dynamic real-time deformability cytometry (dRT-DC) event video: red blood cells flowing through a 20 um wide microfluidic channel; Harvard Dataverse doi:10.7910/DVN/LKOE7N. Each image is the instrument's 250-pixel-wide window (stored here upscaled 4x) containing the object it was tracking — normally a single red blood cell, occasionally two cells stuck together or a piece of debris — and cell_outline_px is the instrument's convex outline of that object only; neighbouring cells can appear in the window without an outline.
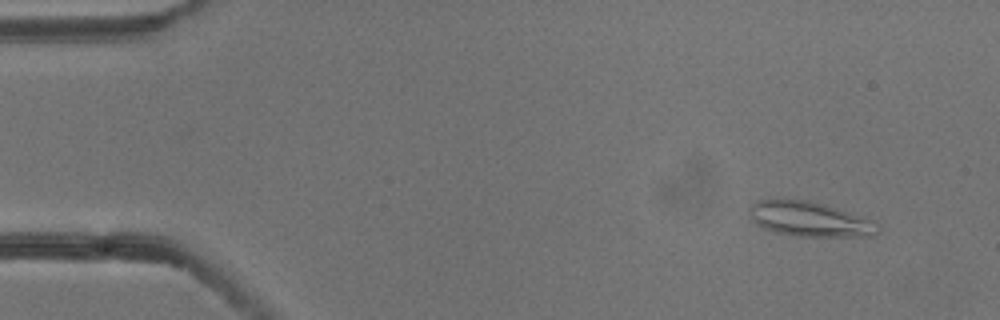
{"species": "common noctule bat (a hibernating species)", "species_latin": "Nyctalus noctula", "temperature_condition": "cold", "stored_images_in_passage": 5, "camera_frame_rate_fps": 3000, "um_per_image_px": 0.085, "animal": {"sex": "male", "body_mass_g": 13.3}, "frame": {"image": 1, "passage_image": 2, "time_ms": 0.333, "image_size_px": [1000, 320], "cell_outline_px": [[880, 232], [872, 236], [792, 236], [776, 232], [764, 228], [756, 224], [752, 220], [748, 212], [748, 208], [756, 200], [808, 200], [824, 204], [852, 212], [880, 224]], "centroid_in_image_um": [68.84, 18.63], "position_along_channel_um": 16.2, "area_um2": 26.18}}